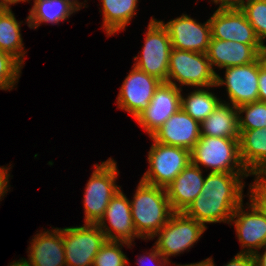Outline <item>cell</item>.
<instances>
[{"mask_svg":"<svg viewBox=\"0 0 266 266\" xmlns=\"http://www.w3.org/2000/svg\"><path fill=\"white\" fill-rule=\"evenodd\" d=\"M130 200L132 221L141 239H153L173 213L165 188L139 181Z\"/></svg>","mask_w":266,"mask_h":266,"instance_id":"cell-1","label":"cell"},{"mask_svg":"<svg viewBox=\"0 0 266 266\" xmlns=\"http://www.w3.org/2000/svg\"><path fill=\"white\" fill-rule=\"evenodd\" d=\"M191 162L210 172L249 173L240 158L239 138L201 135L191 150Z\"/></svg>","mask_w":266,"mask_h":266,"instance_id":"cell-2","label":"cell"},{"mask_svg":"<svg viewBox=\"0 0 266 266\" xmlns=\"http://www.w3.org/2000/svg\"><path fill=\"white\" fill-rule=\"evenodd\" d=\"M84 193L85 223L97 224L104 216L110 200L120 190L116 185L119 174L114 159L109 158L100 165L96 164Z\"/></svg>","mask_w":266,"mask_h":266,"instance_id":"cell-3","label":"cell"},{"mask_svg":"<svg viewBox=\"0 0 266 266\" xmlns=\"http://www.w3.org/2000/svg\"><path fill=\"white\" fill-rule=\"evenodd\" d=\"M216 74L206 53L172 48L168 65V83L179 88L181 87L175 81L181 86L216 87Z\"/></svg>","mask_w":266,"mask_h":266,"instance_id":"cell-4","label":"cell"},{"mask_svg":"<svg viewBox=\"0 0 266 266\" xmlns=\"http://www.w3.org/2000/svg\"><path fill=\"white\" fill-rule=\"evenodd\" d=\"M150 138L154 144L148 152L149 169L144 173L141 181L165 188L191 162V151L161 144Z\"/></svg>","mask_w":266,"mask_h":266,"instance_id":"cell-5","label":"cell"},{"mask_svg":"<svg viewBox=\"0 0 266 266\" xmlns=\"http://www.w3.org/2000/svg\"><path fill=\"white\" fill-rule=\"evenodd\" d=\"M207 226L187 216L184 212H173L168 222L154 235L155 246L168 260L170 256L183 253L196 243Z\"/></svg>","mask_w":266,"mask_h":266,"instance_id":"cell-6","label":"cell"},{"mask_svg":"<svg viewBox=\"0 0 266 266\" xmlns=\"http://www.w3.org/2000/svg\"><path fill=\"white\" fill-rule=\"evenodd\" d=\"M145 35L142 54L134 57L136 63L133 66L161 82H167L172 50L168 32L160 20L151 18Z\"/></svg>","mask_w":266,"mask_h":266,"instance_id":"cell-7","label":"cell"},{"mask_svg":"<svg viewBox=\"0 0 266 266\" xmlns=\"http://www.w3.org/2000/svg\"><path fill=\"white\" fill-rule=\"evenodd\" d=\"M66 266H92L94 258L107 241L97 224L62 228Z\"/></svg>","mask_w":266,"mask_h":266,"instance_id":"cell-8","label":"cell"},{"mask_svg":"<svg viewBox=\"0 0 266 266\" xmlns=\"http://www.w3.org/2000/svg\"><path fill=\"white\" fill-rule=\"evenodd\" d=\"M225 69V80L216 74L215 86H226L229 101L234 107L259 101V58L247 65Z\"/></svg>","mask_w":266,"mask_h":266,"instance_id":"cell-9","label":"cell"},{"mask_svg":"<svg viewBox=\"0 0 266 266\" xmlns=\"http://www.w3.org/2000/svg\"><path fill=\"white\" fill-rule=\"evenodd\" d=\"M249 200L251 203L246 205L250 210L246 212L242 202L229 223L235 225L238 240L243 247L240 253L254 254L266 244V213L252 199Z\"/></svg>","mask_w":266,"mask_h":266,"instance_id":"cell-10","label":"cell"},{"mask_svg":"<svg viewBox=\"0 0 266 266\" xmlns=\"http://www.w3.org/2000/svg\"><path fill=\"white\" fill-rule=\"evenodd\" d=\"M181 91L182 88L161 82L147 108L135 118L150 137L181 108Z\"/></svg>","mask_w":266,"mask_h":266,"instance_id":"cell-11","label":"cell"},{"mask_svg":"<svg viewBox=\"0 0 266 266\" xmlns=\"http://www.w3.org/2000/svg\"><path fill=\"white\" fill-rule=\"evenodd\" d=\"M160 22L168 32L172 48L207 53L212 38L209 19L200 24L187 14H183L167 23Z\"/></svg>","mask_w":266,"mask_h":266,"instance_id":"cell-12","label":"cell"},{"mask_svg":"<svg viewBox=\"0 0 266 266\" xmlns=\"http://www.w3.org/2000/svg\"><path fill=\"white\" fill-rule=\"evenodd\" d=\"M132 68L122 83L117 105L119 109L129 112L135 119L147 108L161 81L134 66Z\"/></svg>","mask_w":266,"mask_h":266,"instance_id":"cell-13","label":"cell"},{"mask_svg":"<svg viewBox=\"0 0 266 266\" xmlns=\"http://www.w3.org/2000/svg\"><path fill=\"white\" fill-rule=\"evenodd\" d=\"M209 21L212 38L243 44H262L240 8H217Z\"/></svg>","mask_w":266,"mask_h":266,"instance_id":"cell-14","label":"cell"},{"mask_svg":"<svg viewBox=\"0 0 266 266\" xmlns=\"http://www.w3.org/2000/svg\"><path fill=\"white\" fill-rule=\"evenodd\" d=\"M106 220L110 227L106 225ZM97 225L103 231L107 241L125 242L132 245V241L140 237L132 221L130 200L121 189L110 200L104 216Z\"/></svg>","mask_w":266,"mask_h":266,"instance_id":"cell-15","label":"cell"},{"mask_svg":"<svg viewBox=\"0 0 266 266\" xmlns=\"http://www.w3.org/2000/svg\"><path fill=\"white\" fill-rule=\"evenodd\" d=\"M200 136V122L180 108L151 137L161 144L191 151Z\"/></svg>","mask_w":266,"mask_h":266,"instance_id":"cell-16","label":"cell"},{"mask_svg":"<svg viewBox=\"0 0 266 266\" xmlns=\"http://www.w3.org/2000/svg\"><path fill=\"white\" fill-rule=\"evenodd\" d=\"M263 44H243L211 38L207 51L211 67L228 68L256 61L263 53Z\"/></svg>","mask_w":266,"mask_h":266,"instance_id":"cell-17","label":"cell"},{"mask_svg":"<svg viewBox=\"0 0 266 266\" xmlns=\"http://www.w3.org/2000/svg\"><path fill=\"white\" fill-rule=\"evenodd\" d=\"M31 241L27 266H66L62 228L41 231Z\"/></svg>","mask_w":266,"mask_h":266,"instance_id":"cell-18","label":"cell"},{"mask_svg":"<svg viewBox=\"0 0 266 266\" xmlns=\"http://www.w3.org/2000/svg\"><path fill=\"white\" fill-rule=\"evenodd\" d=\"M200 166L190 162L183 171L165 187L173 212H184L200 194L205 178Z\"/></svg>","mask_w":266,"mask_h":266,"instance_id":"cell-19","label":"cell"},{"mask_svg":"<svg viewBox=\"0 0 266 266\" xmlns=\"http://www.w3.org/2000/svg\"><path fill=\"white\" fill-rule=\"evenodd\" d=\"M243 198H213L199 194L184 213L206 226V223H229Z\"/></svg>","mask_w":266,"mask_h":266,"instance_id":"cell-20","label":"cell"},{"mask_svg":"<svg viewBox=\"0 0 266 266\" xmlns=\"http://www.w3.org/2000/svg\"><path fill=\"white\" fill-rule=\"evenodd\" d=\"M238 109L230 103L220 102L215 110L200 123L201 135L239 138Z\"/></svg>","mask_w":266,"mask_h":266,"instance_id":"cell-21","label":"cell"},{"mask_svg":"<svg viewBox=\"0 0 266 266\" xmlns=\"http://www.w3.org/2000/svg\"><path fill=\"white\" fill-rule=\"evenodd\" d=\"M239 151L244 167L255 173L266 161V127L239 130Z\"/></svg>","mask_w":266,"mask_h":266,"instance_id":"cell-22","label":"cell"},{"mask_svg":"<svg viewBox=\"0 0 266 266\" xmlns=\"http://www.w3.org/2000/svg\"><path fill=\"white\" fill-rule=\"evenodd\" d=\"M250 173L209 172L200 194L213 198H243L242 180Z\"/></svg>","mask_w":266,"mask_h":266,"instance_id":"cell-23","label":"cell"},{"mask_svg":"<svg viewBox=\"0 0 266 266\" xmlns=\"http://www.w3.org/2000/svg\"><path fill=\"white\" fill-rule=\"evenodd\" d=\"M76 11L72 6V0H34L26 21L30 29H36L43 22L58 24Z\"/></svg>","mask_w":266,"mask_h":266,"instance_id":"cell-24","label":"cell"},{"mask_svg":"<svg viewBox=\"0 0 266 266\" xmlns=\"http://www.w3.org/2000/svg\"><path fill=\"white\" fill-rule=\"evenodd\" d=\"M18 22L10 7L0 8V50L10 54L24 65L25 49Z\"/></svg>","mask_w":266,"mask_h":266,"instance_id":"cell-25","label":"cell"},{"mask_svg":"<svg viewBox=\"0 0 266 266\" xmlns=\"http://www.w3.org/2000/svg\"><path fill=\"white\" fill-rule=\"evenodd\" d=\"M103 25L107 36L125 30L134 15L138 0H101Z\"/></svg>","mask_w":266,"mask_h":266,"instance_id":"cell-26","label":"cell"},{"mask_svg":"<svg viewBox=\"0 0 266 266\" xmlns=\"http://www.w3.org/2000/svg\"><path fill=\"white\" fill-rule=\"evenodd\" d=\"M208 90L197 88L191 92L187 97L181 95V108L198 122L205 120L221 102Z\"/></svg>","mask_w":266,"mask_h":266,"instance_id":"cell-27","label":"cell"},{"mask_svg":"<svg viewBox=\"0 0 266 266\" xmlns=\"http://www.w3.org/2000/svg\"><path fill=\"white\" fill-rule=\"evenodd\" d=\"M239 130H254L266 127V102H252L238 108ZM245 113V117L241 114Z\"/></svg>","mask_w":266,"mask_h":266,"instance_id":"cell-28","label":"cell"},{"mask_svg":"<svg viewBox=\"0 0 266 266\" xmlns=\"http://www.w3.org/2000/svg\"><path fill=\"white\" fill-rule=\"evenodd\" d=\"M240 9L264 45L266 39V0H249Z\"/></svg>","mask_w":266,"mask_h":266,"instance_id":"cell-29","label":"cell"},{"mask_svg":"<svg viewBox=\"0 0 266 266\" xmlns=\"http://www.w3.org/2000/svg\"><path fill=\"white\" fill-rule=\"evenodd\" d=\"M123 244L127 248L131 246L125 242L106 241L96 254L92 266H127L128 258L121 251Z\"/></svg>","mask_w":266,"mask_h":266,"instance_id":"cell-30","label":"cell"},{"mask_svg":"<svg viewBox=\"0 0 266 266\" xmlns=\"http://www.w3.org/2000/svg\"><path fill=\"white\" fill-rule=\"evenodd\" d=\"M22 65L10 54L0 50V89L12 90L18 83Z\"/></svg>","mask_w":266,"mask_h":266,"instance_id":"cell-31","label":"cell"},{"mask_svg":"<svg viewBox=\"0 0 266 266\" xmlns=\"http://www.w3.org/2000/svg\"><path fill=\"white\" fill-rule=\"evenodd\" d=\"M249 187L251 191H249V198L266 213V179L255 178Z\"/></svg>","mask_w":266,"mask_h":266,"instance_id":"cell-32","label":"cell"},{"mask_svg":"<svg viewBox=\"0 0 266 266\" xmlns=\"http://www.w3.org/2000/svg\"><path fill=\"white\" fill-rule=\"evenodd\" d=\"M153 249H151L148 254V256H139L138 260H137V265L139 264V266H145L144 262L145 261H152L154 265L157 264V266H165V265H169L170 260H166L161 253L158 251L157 247L154 245L152 247ZM150 258V259H149ZM150 263V262H149Z\"/></svg>","mask_w":266,"mask_h":266,"instance_id":"cell-33","label":"cell"},{"mask_svg":"<svg viewBox=\"0 0 266 266\" xmlns=\"http://www.w3.org/2000/svg\"><path fill=\"white\" fill-rule=\"evenodd\" d=\"M206 260L211 264V266H215L211 257L206 258ZM225 266H255L253 254L239 252Z\"/></svg>","mask_w":266,"mask_h":266,"instance_id":"cell-34","label":"cell"},{"mask_svg":"<svg viewBox=\"0 0 266 266\" xmlns=\"http://www.w3.org/2000/svg\"><path fill=\"white\" fill-rule=\"evenodd\" d=\"M258 96L260 102H266V62L259 57Z\"/></svg>","mask_w":266,"mask_h":266,"instance_id":"cell-35","label":"cell"},{"mask_svg":"<svg viewBox=\"0 0 266 266\" xmlns=\"http://www.w3.org/2000/svg\"><path fill=\"white\" fill-rule=\"evenodd\" d=\"M9 168L5 167H1L0 166V200L2 199V197L7 193V191L9 190Z\"/></svg>","mask_w":266,"mask_h":266,"instance_id":"cell-36","label":"cell"},{"mask_svg":"<svg viewBox=\"0 0 266 266\" xmlns=\"http://www.w3.org/2000/svg\"><path fill=\"white\" fill-rule=\"evenodd\" d=\"M249 0H212L214 4H220L218 8H241Z\"/></svg>","mask_w":266,"mask_h":266,"instance_id":"cell-37","label":"cell"},{"mask_svg":"<svg viewBox=\"0 0 266 266\" xmlns=\"http://www.w3.org/2000/svg\"><path fill=\"white\" fill-rule=\"evenodd\" d=\"M262 248H265L264 253L255 252L253 254L255 266H266V244Z\"/></svg>","mask_w":266,"mask_h":266,"instance_id":"cell-38","label":"cell"},{"mask_svg":"<svg viewBox=\"0 0 266 266\" xmlns=\"http://www.w3.org/2000/svg\"><path fill=\"white\" fill-rule=\"evenodd\" d=\"M251 175H255V178L266 179V161L255 173Z\"/></svg>","mask_w":266,"mask_h":266,"instance_id":"cell-39","label":"cell"},{"mask_svg":"<svg viewBox=\"0 0 266 266\" xmlns=\"http://www.w3.org/2000/svg\"><path fill=\"white\" fill-rule=\"evenodd\" d=\"M26 2V1H29V0H0V5L2 7H11L9 5H12V4H17L18 2Z\"/></svg>","mask_w":266,"mask_h":266,"instance_id":"cell-40","label":"cell"},{"mask_svg":"<svg viewBox=\"0 0 266 266\" xmlns=\"http://www.w3.org/2000/svg\"><path fill=\"white\" fill-rule=\"evenodd\" d=\"M177 266H211V264L205 259L197 263L184 264V265L178 264Z\"/></svg>","mask_w":266,"mask_h":266,"instance_id":"cell-41","label":"cell"},{"mask_svg":"<svg viewBox=\"0 0 266 266\" xmlns=\"http://www.w3.org/2000/svg\"><path fill=\"white\" fill-rule=\"evenodd\" d=\"M9 266H27L25 258L20 259L19 261H15L12 264H10Z\"/></svg>","mask_w":266,"mask_h":266,"instance_id":"cell-42","label":"cell"},{"mask_svg":"<svg viewBox=\"0 0 266 266\" xmlns=\"http://www.w3.org/2000/svg\"><path fill=\"white\" fill-rule=\"evenodd\" d=\"M83 3H79L77 0H72V6L78 11V10H80V8L82 7V6H80V5H82Z\"/></svg>","mask_w":266,"mask_h":266,"instance_id":"cell-43","label":"cell"},{"mask_svg":"<svg viewBox=\"0 0 266 266\" xmlns=\"http://www.w3.org/2000/svg\"><path fill=\"white\" fill-rule=\"evenodd\" d=\"M262 55H263V58H264V60H265V62H266V45H264Z\"/></svg>","mask_w":266,"mask_h":266,"instance_id":"cell-44","label":"cell"}]
</instances>
